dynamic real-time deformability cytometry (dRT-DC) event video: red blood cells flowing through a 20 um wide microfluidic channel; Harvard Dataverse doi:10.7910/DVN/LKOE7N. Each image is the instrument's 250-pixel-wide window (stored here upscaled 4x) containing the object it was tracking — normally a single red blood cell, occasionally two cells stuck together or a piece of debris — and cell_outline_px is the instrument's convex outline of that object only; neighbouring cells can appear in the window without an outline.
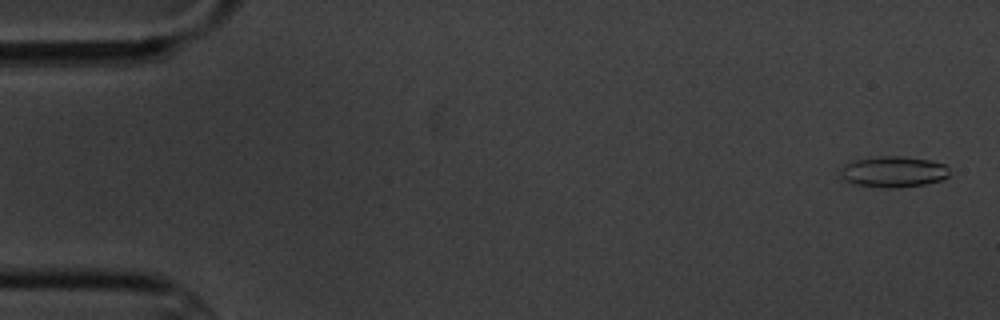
{"species": "common noctule bat (a hibernating species)", "species_latin": "Nyctalus noctula", "temperature_condition": "cold", "stored_images_in_passage": 6, "camera_frame_rate_fps": 3000, "um_per_image_px": 0.085, "animal": {"sex": "male", "body_mass_g": 20.1, "forearm_length_mm": 53.5}, "frame": {"image": 1, "passage_image": 1, "time_ms": 0.0, "image_size_px": [1000, 320], "cell_outline_px": [[948, 176], [940, 180], [924, 184], [892, 188], [880, 188], [852, 184], [844, 180], [840, 176], [840, 168], [844, 164], [856, 160], [880, 156], [904, 156], [928, 160], [944, 164], [948, 168]], "centroid_in_image_um": [75.88, 14.61], "position_along_channel_um": 9.1, "area_um2": 19.71}}